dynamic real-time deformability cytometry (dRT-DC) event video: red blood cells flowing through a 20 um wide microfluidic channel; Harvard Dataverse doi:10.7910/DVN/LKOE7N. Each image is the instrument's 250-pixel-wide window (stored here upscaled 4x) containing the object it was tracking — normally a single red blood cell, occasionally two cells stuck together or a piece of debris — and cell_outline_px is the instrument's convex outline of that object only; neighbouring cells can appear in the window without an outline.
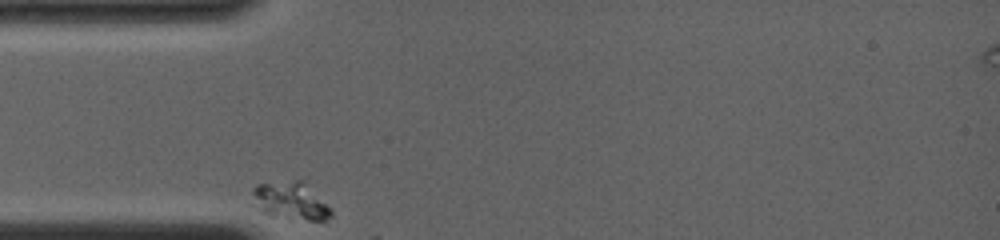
{"species": "common noctule bat (a hibernating species)", "species_latin": "Nyctalus noctula", "temperature_condition": "room temperature", "stored_images_in_passage": 4, "camera_frame_rate_fps": 4000, "um_per_image_px": 0.085, "animal": {"sex": "female", "body_mass_g": 19.0, "forearm_length_mm": 56.7}, "frame": {"image": 1, "passage_image": 1, "time_ms": 0.0, "image_size_px": [1000, 240], "cell_outline_px": [[332, 216], [324, 220], [308, 220], [272, 216], [264, 212], [252, 192], [252, 188], [256, 184], [296, 180], [304, 180], [332, 212]], "centroid_in_image_um": [24.74, 17.05], "position_along_channel_um": 60.3, "area_um2": 16.59}}